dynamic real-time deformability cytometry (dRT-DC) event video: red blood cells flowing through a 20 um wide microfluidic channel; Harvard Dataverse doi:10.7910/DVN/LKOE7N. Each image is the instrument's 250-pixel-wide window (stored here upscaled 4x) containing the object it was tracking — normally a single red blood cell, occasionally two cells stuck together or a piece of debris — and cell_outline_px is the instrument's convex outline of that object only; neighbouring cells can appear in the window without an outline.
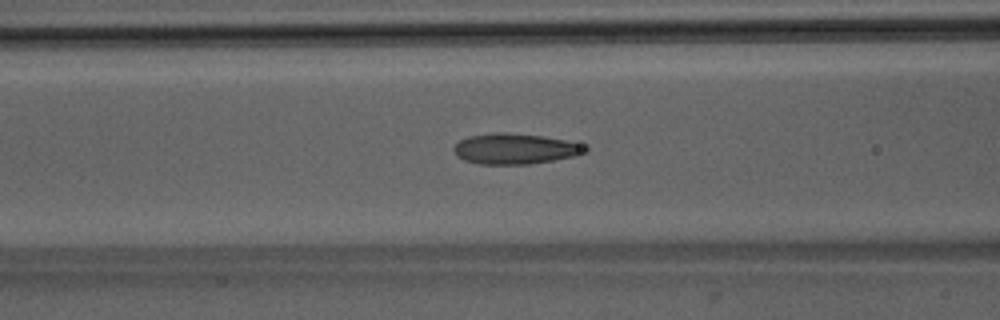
{"species": "Egyptian fruit bat (a non-hibernating species)", "species_latin": "Rousettus aegyptiacus", "temperature_condition": "room temperature", "stored_images_in_passage": 45, "camera_frame_rate_fps": 3000, "um_per_image_px": 0.085, "animal": {"sex": "male"}, "frame": {"image": 1, "passage_image": 15, "time_ms": 4.667, "image_size_px": [1000, 320], "cell_outline_px": [[588, 152], [576, 156], [528, 164], [480, 164], [464, 160], [456, 156], [452, 148], [460, 140], [468, 136], [496, 132], [508, 132], [544, 136], [564, 140], [580, 144], [588, 148]], "centroid_in_image_um": [43.76, 12.64], "position_along_channel_um": 122.8, "area_um2": 23.47}}
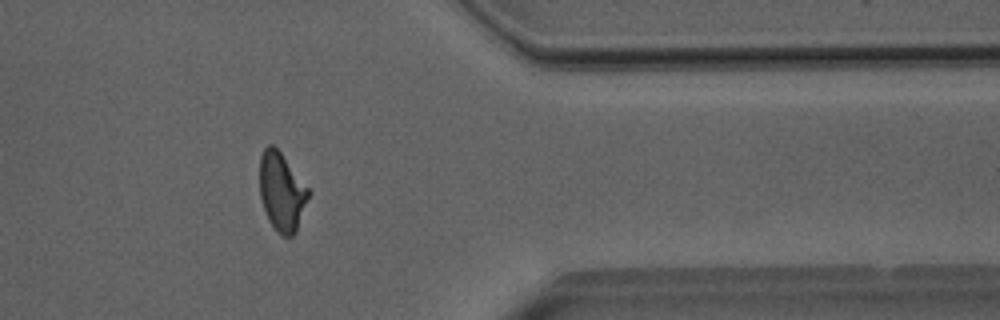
{"frame": {"image": 2, "passage_image": 36, "time_ms": 11.667, "image_size_px": [1000, 320], "cell_outline_px": [[312, 192], [296, 232], [292, 236], [280, 236], [268, 220], [260, 196], [260, 156], [264, 148], [268, 144], [272, 144], [280, 152]], "centroid_in_image_um": [23.97, 16.32], "position_along_channel_um": 387.4, "area_um2": 22.43}}
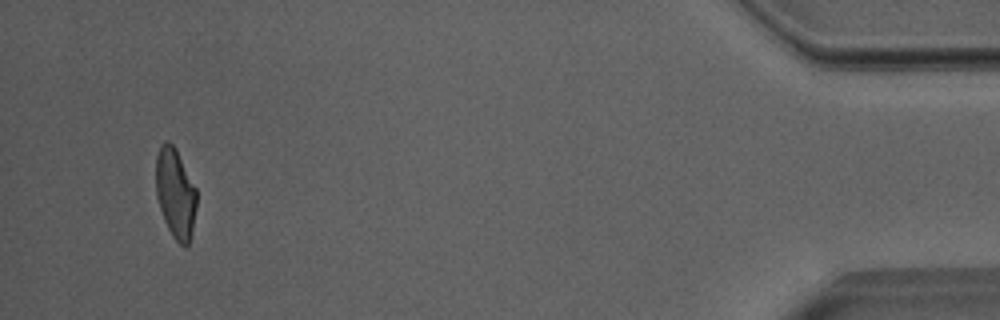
{"frame": {"image": 3, "passage_image": 43, "time_ms": 14.0, "image_size_px": [1000, 320], "cell_outline_px": [[196, 208], [192, 228], [188, 244], [184, 248], [172, 236], [164, 220], [156, 196], [156, 156], [160, 144], [164, 140], [168, 140], [176, 148], [196, 188]], "centroid_in_image_um": [14.89, 16.39], "position_along_channel_um": 420.3, "area_um2": 21.33}, "authors_computed_cell_mechanics": {"area_um2": 22.4264, "velocity_mm_per_s": 4.0138, "shape_relaxation_time_tau1_ms": 7.37, "shape_relaxation_time_tau2_ms": 1.4173, "deformation_change_tau1": 0.2153, "deformation_change_tau2": 0.0853}}